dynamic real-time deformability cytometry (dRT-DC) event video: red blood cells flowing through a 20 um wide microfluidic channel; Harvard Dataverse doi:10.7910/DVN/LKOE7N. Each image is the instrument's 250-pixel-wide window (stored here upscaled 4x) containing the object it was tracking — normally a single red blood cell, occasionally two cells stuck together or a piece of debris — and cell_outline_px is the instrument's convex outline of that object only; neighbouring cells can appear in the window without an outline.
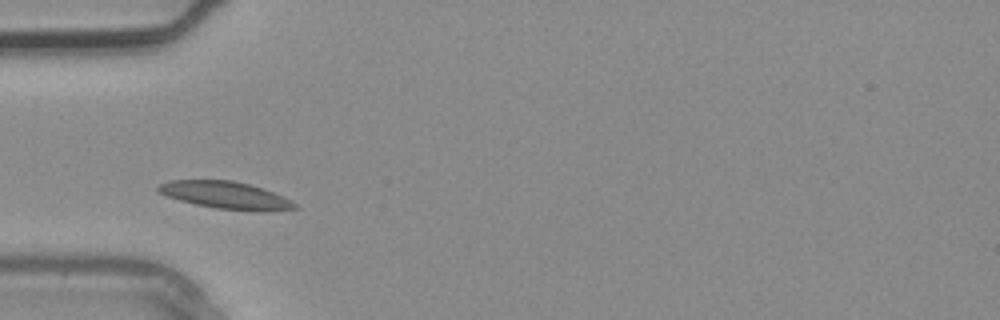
{"species": "common noctule bat (a hibernating species)", "species_latin": "Nyctalus noctula", "temperature_condition": "warm", "stored_images_in_passage": 1, "camera_frame_rate_fps": 3000, "um_per_image_px": 0.085, "animal": {"sex": "male", "body_mass_g": 20.4}, "frame": {"image": 1, "passage_image": 1, "time_ms": 0.0, "image_size_px": [1000, 320], "cell_outline_px": [[300, 208], [260, 212], [216, 208], [196, 204], [180, 200], [156, 192], [156, 188], [160, 184], [172, 180], [232, 180], [264, 188], [296, 204]], "centroid_in_image_um": [19.17, 16.59], "position_along_channel_um": 65.8, "area_um2": 21.56}}